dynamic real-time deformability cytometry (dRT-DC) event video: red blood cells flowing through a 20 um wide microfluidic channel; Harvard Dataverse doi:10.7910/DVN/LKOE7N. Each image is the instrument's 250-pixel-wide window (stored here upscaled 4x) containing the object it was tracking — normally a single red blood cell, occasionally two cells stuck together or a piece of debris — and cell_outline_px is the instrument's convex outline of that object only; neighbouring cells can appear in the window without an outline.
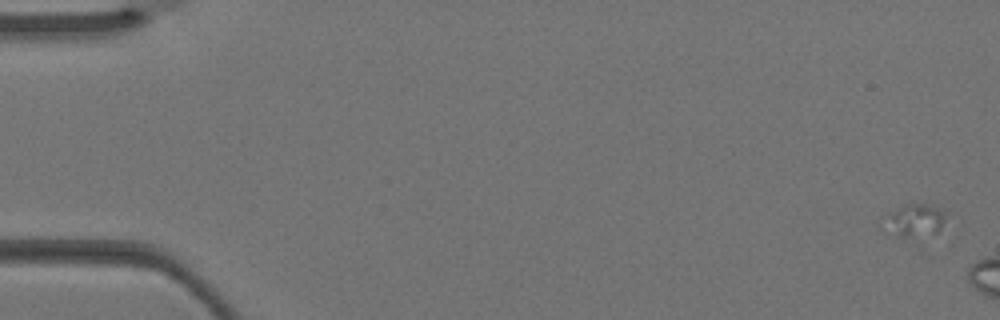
{"species": "Egyptian fruit bat (a non-hibernating species)", "species_latin": "Rousettus aegyptiacus", "temperature_condition": "warm", "stored_images_in_passage": 3, "camera_frame_rate_fps": 3000, "um_per_image_px": 0.085, "animal": {"sex": "female"}, "frame": {"image": 1, "passage_image": 1, "time_ms": 0.0, "image_size_px": [1000, 320], "cell_outline_px": [[948, 212], [940, 228], [936, 232], [908, 236], [896, 236], [884, 232], [880, 228], [888, 216], [900, 208], [908, 204], [932, 204]], "centroid_in_image_um": [77.74, 18.72], "position_along_channel_um": 7.3, "area_um2": 11.56}}